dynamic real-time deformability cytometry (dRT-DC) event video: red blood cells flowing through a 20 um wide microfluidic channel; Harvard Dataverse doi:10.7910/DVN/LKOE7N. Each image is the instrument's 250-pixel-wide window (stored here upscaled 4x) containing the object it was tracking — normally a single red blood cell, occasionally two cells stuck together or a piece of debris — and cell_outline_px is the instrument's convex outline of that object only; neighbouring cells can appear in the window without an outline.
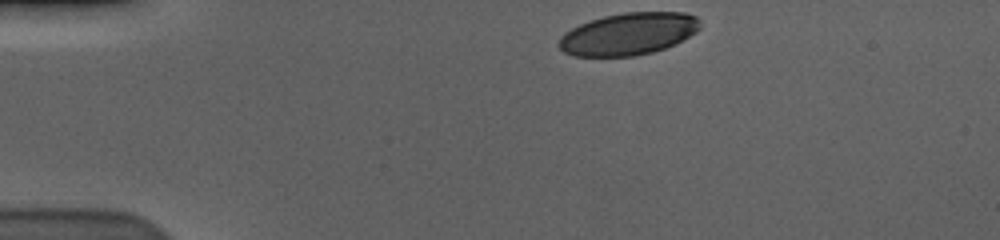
{"species": "human", "species_latin": "Homo sapiens", "temperature_condition": "cold", "stored_images_in_passage": 38, "camera_frame_rate_fps": 3000, "um_per_image_px": 0.085, "donor": {"sex": "male"}, "frame": {"image": 1, "passage_image": 1, "time_ms": 0.0, "image_size_px": [1000, 240], "cell_outline_px": [[700, 28], [696, 32], [676, 44], [652, 52], [636, 56], [572, 56], [564, 52], [556, 44], [560, 36], [564, 32], [580, 24], [604, 16], [624, 12], [684, 12], [696, 16], [700, 20]], "centroid_in_image_um": [53.41, 2.88], "position_along_channel_um": 31.6, "area_um2": 34.91}}
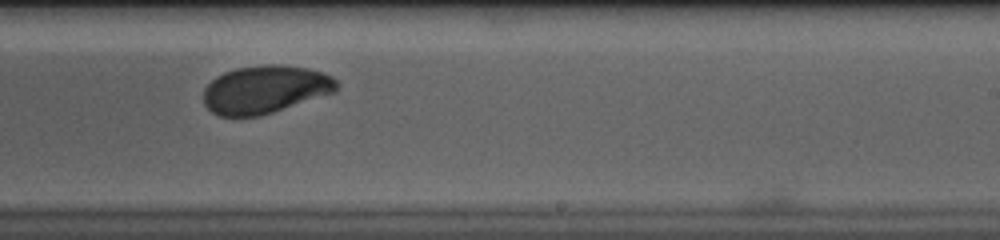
{"frame": {"image": 2, "passage_image": 26, "time_ms": 8.333, "image_size_px": [1000, 240], "cell_outline_px": [[340, 84], [336, 92], [260, 116], [220, 116], [212, 112], [204, 104], [204, 88], [216, 76], [224, 72], [236, 68], [264, 64], [280, 64], [308, 68], [324, 72], [332, 76]], "centroid_in_image_um": [22.56, 7.59], "position_along_channel_um": 266.4, "area_um2": 37.45}}
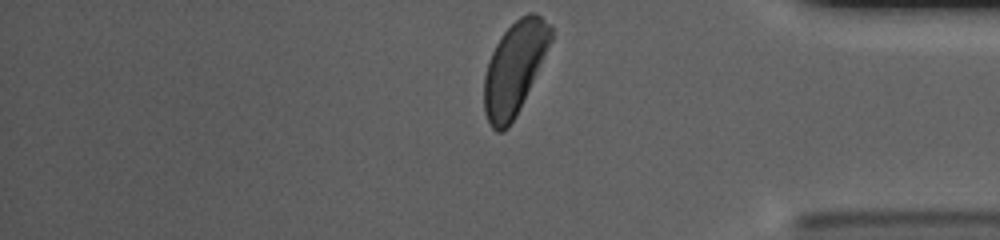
{"frame": {"image": 3, "passage_image": 38, "time_ms": 12.333, "image_size_px": [1000, 240], "cell_outline_px": [[552, 40], [516, 116], [508, 128], [504, 132], [496, 132], [492, 128], [484, 112], [484, 76], [492, 52], [500, 36], [520, 16], [528, 12], [536, 12], [552, 28]], "centroid_in_image_um": [43.72, 5.8], "position_along_channel_um": 391.5, "area_um2": 35.6}, "authors_computed_cell_mechanics": {"area_um2": 37.7723, "velocity_mm_per_s": 3.5862, "shape_relaxation_time_tau1_ms": 2.913, "shape_relaxation_time_tau2_ms": 1.6245, "deformation_change_tau1": 0.1349, "deformation_change_tau2": 0.0581}}